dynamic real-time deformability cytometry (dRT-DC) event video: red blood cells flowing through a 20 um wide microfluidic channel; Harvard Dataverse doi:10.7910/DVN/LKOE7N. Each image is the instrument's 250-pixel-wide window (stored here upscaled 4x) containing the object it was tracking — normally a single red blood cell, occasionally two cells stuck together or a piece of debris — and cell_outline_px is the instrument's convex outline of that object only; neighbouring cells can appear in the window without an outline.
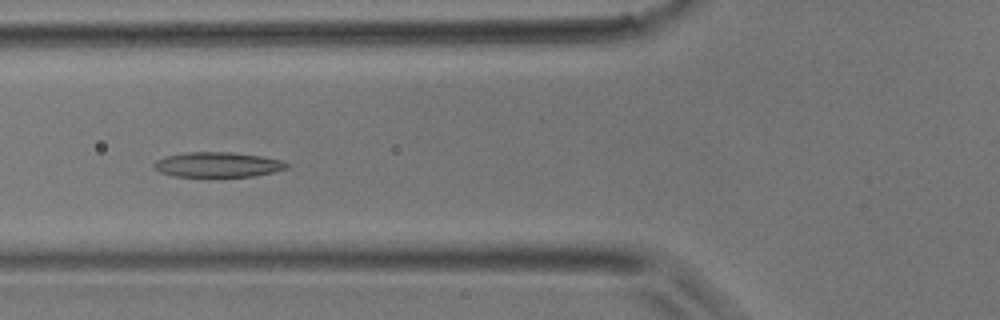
{"species": "common noctule bat (a hibernating species)", "species_latin": "Nyctalus noctula", "temperature_condition": "room temperature", "stored_images_in_passage": 5, "camera_frame_rate_fps": 3000, "um_per_image_px": 0.085, "animal": {"sex": "male", "body_mass_g": 17.9}, "frame": {"image": 1, "passage_image": 5, "time_ms": 1.333, "image_size_px": [1000, 320], "cell_outline_px": [[292, 164], [288, 168], [272, 172], [252, 176], [176, 176], [160, 172], [152, 164], [156, 160], [164, 156], [184, 152], [232, 152], [260, 156], [284, 160]], "centroid_in_image_um": [18.54, 13.98], "position_along_channel_um": 107.3, "area_um2": 19.36}}